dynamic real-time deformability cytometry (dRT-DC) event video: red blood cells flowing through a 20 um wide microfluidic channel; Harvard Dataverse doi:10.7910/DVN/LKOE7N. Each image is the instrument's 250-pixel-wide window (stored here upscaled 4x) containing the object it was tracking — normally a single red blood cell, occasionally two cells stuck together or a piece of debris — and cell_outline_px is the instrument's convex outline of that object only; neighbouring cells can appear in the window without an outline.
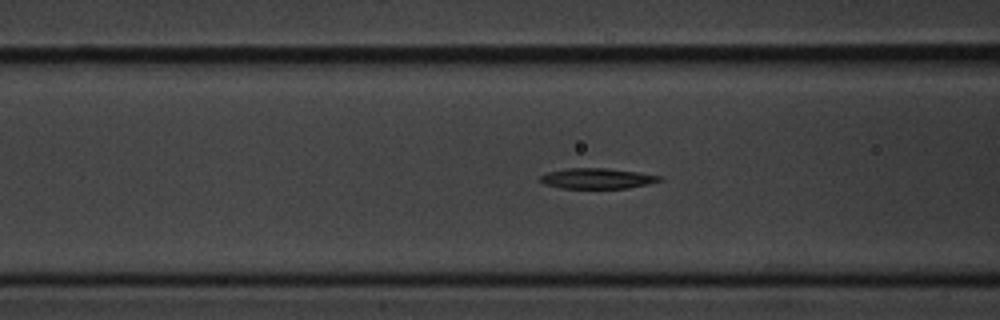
{"species": "common noctule bat (a hibernating species)", "species_latin": "Nyctalus noctula", "temperature_condition": "cold", "stored_images_in_passage": 48, "camera_frame_rate_fps": 3000, "um_per_image_px": 0.085, "animal": {"sex": "male", "body_mass_g": 20.1, "forearm_length_mm": 53.5}, "frame": {"image": 1, "passage_image": 13, "time_ms": 4.0, "image_size_px": [1000, 320], "cell_outline_px": [[664, 180], [648, 184], [628, 188], [560, 188], [544, 184], [540, 180], [540, 176], [548, 172], [568, 168], [608, 168], [640, 172], [660, 176]], "centroid_in_image_um": [50.78, 15.16], "position_along_channel_um": 115.8, "area_um2": 14.28}}
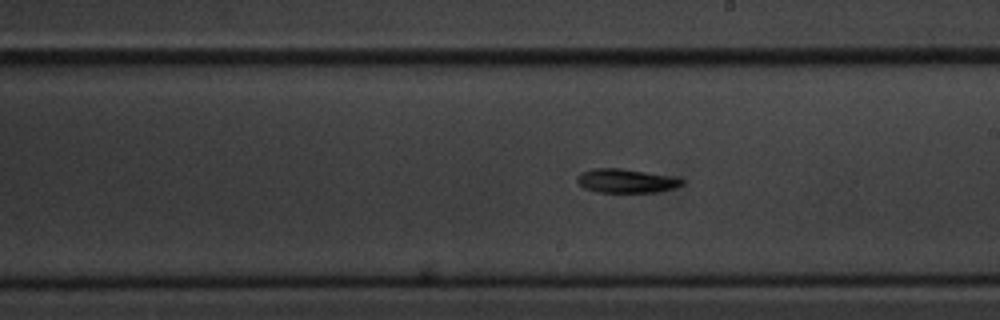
{"frame": {"image": 2, "passage_image": 23, "time_ms": 7.333, "image_size_px": [1000, 320], "cell_outline_px": [[684, 184], [660, 192], [600, 192], [584, 188], [576, 180], [580, 172], [592, 168], [620, 168], [668, 176], [684, 180]], "centroid_in_image_um": [53.18, 15.37], "position_along_channel_um": 235.8, "area_um2": 14.39}}
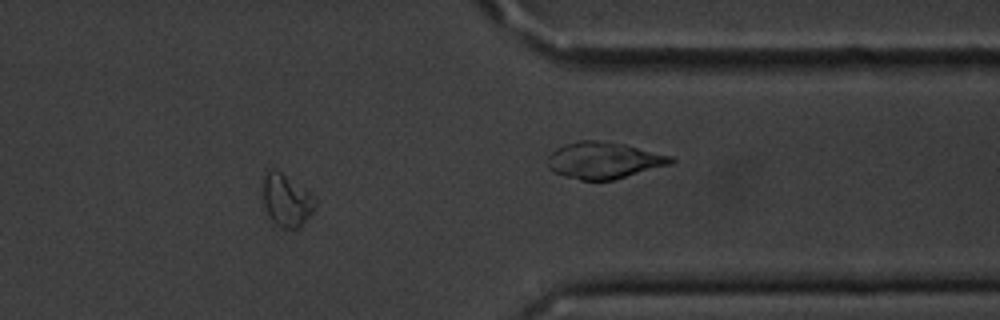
{"frame": {"image": 3, "passage_image": 37, "time_ms": 12.0, "image_size_px": [1000, 320], "cell_outline_px": [[316, 204], [312, 212], [300, 228], [284, 228], [276, 224], [268, 216], [264, 204], [264, 168], [276, 168], [308, 192], [316, 200]], "centroid_in_image_um": [24.33, 17.0], "position_along_channel_um": 387.1, "area_um2": 15.78}, "authors_computed_cell_mechanics": {"area_um2": 15.028, "velocity_mm_per_s": 3.5937, "shape_relaxation_time_tau1_ms": 3.0443, "shape_relaxation_time_tau2_ms": null, "deformation_change_tau1": 0.1004, "deformation_change_tau2": null}}